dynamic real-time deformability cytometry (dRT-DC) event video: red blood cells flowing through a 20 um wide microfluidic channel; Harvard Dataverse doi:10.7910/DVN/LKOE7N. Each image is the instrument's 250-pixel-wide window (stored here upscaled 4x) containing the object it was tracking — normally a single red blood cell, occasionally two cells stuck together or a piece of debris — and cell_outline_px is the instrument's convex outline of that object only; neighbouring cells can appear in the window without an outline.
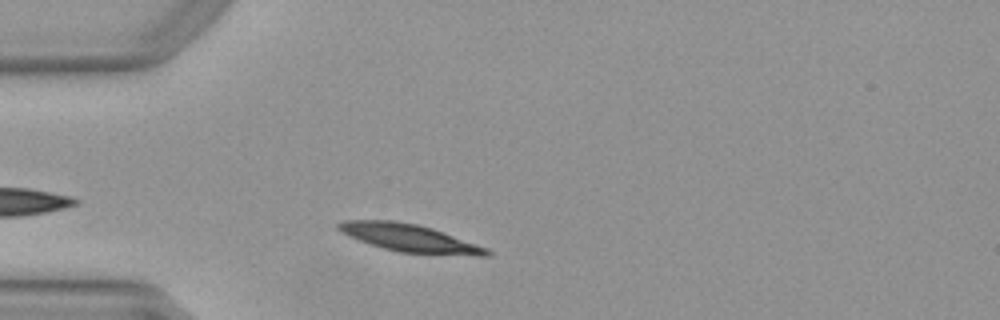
{"species": "Egyptian fruit bat (a non-hibernating species)", "species_latin": "Rousettus aegyptiacus", "temperature_condition": "warm", "stored_images_in_passage": 33, "camera_frame_rate_fps": 3000, "um_per_image_px": 0.085, "animal": {"sex": "female"}, "frame": {"image": 1, "passage_image": 6, "time_ms": 1.667, "image_size_px": [1000, 320], "cell_outline_px": [[492, 252], [488, 256], [476, 256], [400, 252], [384, 248], [348, 236], [340, 232], [336, 228], [336, 224], [344, 220], [392, 220], [416, 224], [432, 228], [488, 248]], "centroid_in_image_um": [34.81, 20.23], "position_along_channel_um": 50.2, "area_um2": 23.76}}
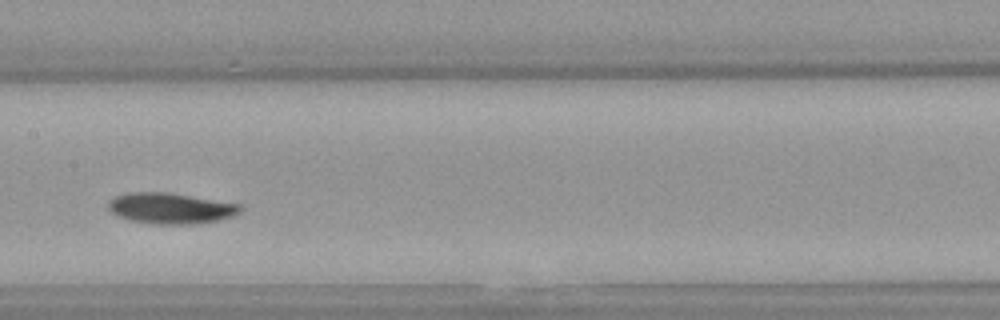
{"frame": {"image": 2, "passage_image": 18, "time_ms": 5.667, "image_size_px": [1000, 320], "cell_outline_px": [[244, 208], [240, 212], [232, 216], [220, 220], [196, 224], [152, 224], [128, 220], [116, 216], [108, 208], [108, 200], [116, 196], [128, 192], [168, 192], [240, 204]], "centroid_in_image_um": [14.49, 17.71], "position_along_channel_um": 192.9, "area_um2": 23.99}}
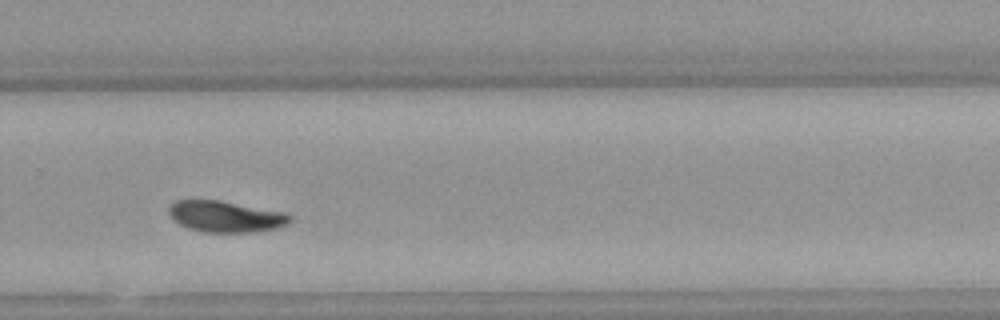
{"frame": {"image": 3, "passage_image": 27, "time_ms": 8.667, "image_size_px": [1000, 320], "cell_outline_px": [[292, 220], [288, 224], [276, 228], [256, 232], [204, 232], [188, 228], [180, 224], [168, 212], [168, 204], [176, 200], [220, 200], [284, 212], [292, 216]], "centroid_in_image_um": [19.19, 18.4], "position_along_channel_um": 310.6, "area_um2": 22.08}, "authors_computed_cell_mechanics": {"area_um2": 23.0622, "velocity_mm_per_s": 3.9294, "shape_relaxation_time_tau1_ms": 4.7013, "shape_relaxation_time_tau2_ms": null, "deformation_change_tau1": 0.1356, "deformation_change_tau2": null}}